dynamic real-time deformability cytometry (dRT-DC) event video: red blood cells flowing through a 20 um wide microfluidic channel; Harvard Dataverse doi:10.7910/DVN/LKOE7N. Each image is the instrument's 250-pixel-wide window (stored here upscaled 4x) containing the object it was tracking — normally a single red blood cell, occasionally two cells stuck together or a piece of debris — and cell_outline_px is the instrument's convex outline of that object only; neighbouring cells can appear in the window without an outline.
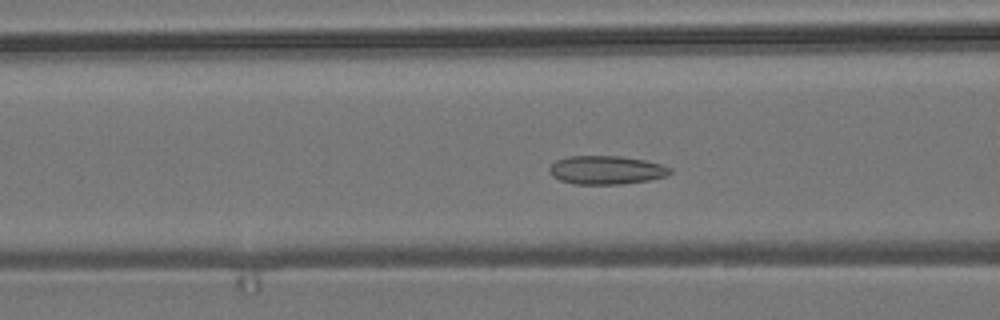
{"species": "common noctule bat (a hibernating species)", "species_latin": "Nyctalus noctula", "temperature_condition": "room temperature", "stored_images_in_passage": 45, "camera_frame_rate_fps": 3000, "um_per_image_px": 0.085, "animal": {"sex": "male", "body_mass_g": 19.2, "forearm_length_mm": 51.8}, "frame": {"image": 1, "passage_image": 11, "time_ms": 3.333, "image_size_px": [1000, 320], "cell_outline_px": [[672, 172], [664, 176], [648, 180], [624, 184], [572, 184], [560, 180], [552, 176], [548, 172], [548, 168], [556, 160], [568, 156], [620, 156], [644, 160], [660, 164], [672, 168]], "centroid_in_image_um": [51.49, 14.45], "position_along_channel_um": 115.1, "area_um2": 20.11}}
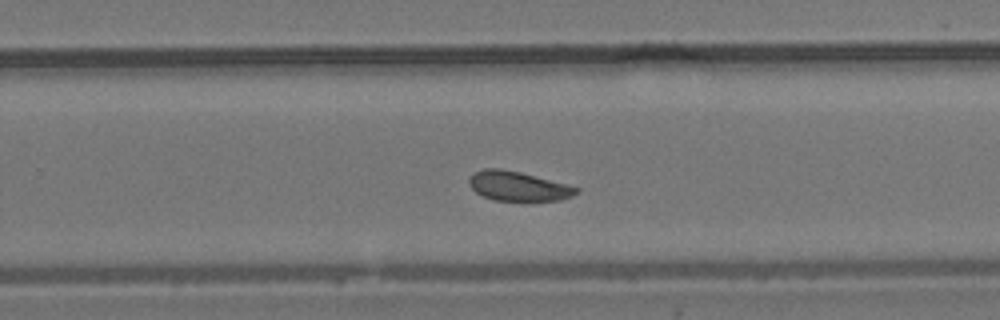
{"frame": {"image": 2, "passage_image": 25, "time_ms": 8.0, "image_size_px": [1000, 320], "cell_outline_px": [[580, 192], [572, 196], [560, 200], [492, 200], [476, 192], [468, 184], [468, 180], [476, 172], [484, 168], [500, 168], [520, 172], [580, 188]], "centroid_in_image_um": [44.04, 15.82], "position_along_channel_um": 285.8, "area_um2": 18.15}}
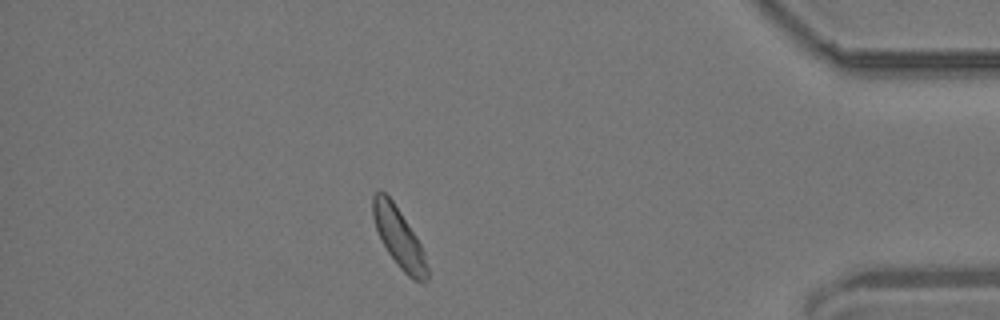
{"frame": {"image": 3, "passage_image": 38, "time_ms": 12.333, "image_size_px": [1000, 320], "cell_outline_px": [[428, 280], [424, 284], [420, 284], [412, 280], [396, 264], [388, 252], [376, 228], [372, 216], [372, 196], [376, 192], [384, 192], [392, 200], [416, 236], [424, 252], [428, 268]], "centroid_in_image_um": [33.93, 20.26], "position_along_channel_um": 401.3, "area_um2": 18.79}, "authors_computed_cell_mechanics": {"area_um2": 19.074, "velocity_mm_per_s": 3.6657, "shape_relaxation_time_tau1_ms": 6.9712, "shape_relaxation_time_tau2_ms": null, "deformation_change_tau1": 0.0915, "deformation_change_tau2": null}}